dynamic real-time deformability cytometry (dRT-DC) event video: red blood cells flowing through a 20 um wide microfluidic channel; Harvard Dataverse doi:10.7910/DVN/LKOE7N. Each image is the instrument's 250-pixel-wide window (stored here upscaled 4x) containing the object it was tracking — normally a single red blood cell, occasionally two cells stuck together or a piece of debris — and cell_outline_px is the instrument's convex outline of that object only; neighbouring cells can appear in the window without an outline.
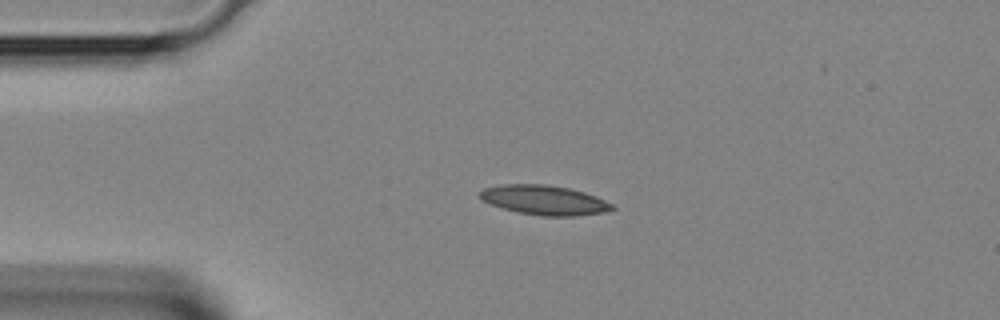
{"species": "Egyptian fruit bat (a non-hibernating species)", "species_latin": "Rousettus aegyptiacus", "temperature_condition": "room temperature", "stored_images_in_passage": 2, "camera_frame_rate_fps": 3000, "um_per_image_px": 0.085, "animal": {"sex": "female"}, "frame": {"image": 1, "passage_image": 1, "time_ms": 0.0, "image_size_px": [1000, 320], "cell_outline_px": [[616, 208], [604, 212], [576, 216], [540, 216], [516, 212], [480, 200], [476, 196], [476, 192], [484, 188], [500, 184], [544, 184], [568, 188], [584, 192], [596, 196], [612, 204]], "centroid_in_image_um": [46.2, 17.0], "position_along_channel_um": 38.8, "area_um2": 23.0}}